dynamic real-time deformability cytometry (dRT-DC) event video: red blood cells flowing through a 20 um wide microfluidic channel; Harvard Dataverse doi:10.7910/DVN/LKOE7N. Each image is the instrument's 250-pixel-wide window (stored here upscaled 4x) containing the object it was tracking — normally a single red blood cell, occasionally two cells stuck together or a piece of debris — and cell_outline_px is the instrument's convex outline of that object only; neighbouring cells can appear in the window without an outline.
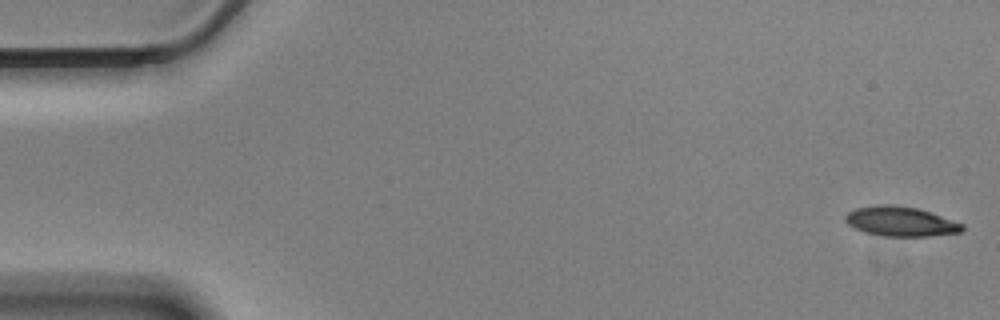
{"species": "Egyptian fruit bat (a non-hibernating species)", "species_latin": "Rousettus aegyptiacus", "temperature_condition": "cold", "stored_images_in_passage": 57, "camera_frame_rate_fps": 3000, "um_per_image_px": 0.085, "animal": {"sex": "male"}, "frame": {"image": 1, "passage_image": 1, "time_ms": 0.0, "image_size_px": [1000, 320], "cell_outline_px": [[964, 228], [960, 232], [928, 236], [884, 236], [864, 232], [848, 224], [844, 220], [844, 216], [848, 212], [856, 208], [876, 204], [892, 204], [920, 208], [964, 224]], "centroid_in_image_um": [76.54, 18.8], "position_along_channel_um": 8.5, "area_um2": 20.35}}
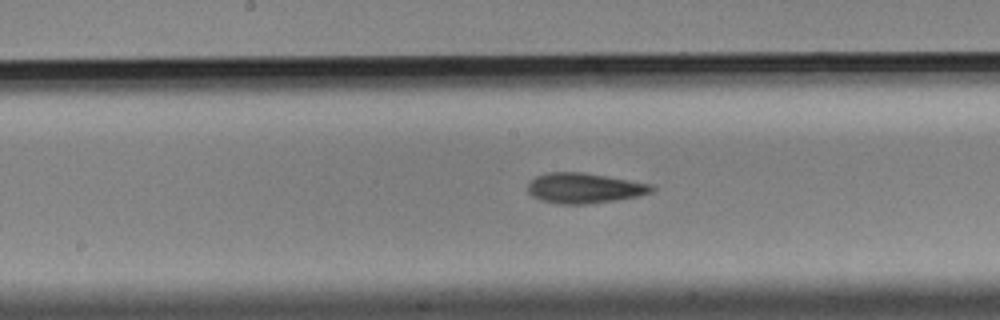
{"frame": {"image": 2, "passage_image": 29, "time_ms": 9.333, "image_size_px": [1000, 320], "cell_outline_px": [[656, 188], [652, 192], [640, 196], [616, 200], [588, 204], [560, 204], [540, 200], [532, 196], [528, 192], [528, 184], [536, 176], [544, 172], [584, 172], [652, 184]], "centroid_in_image_um": [49.67, 15.99], "position_along_channel_um": 198.5, "area_um2": 22.02}}
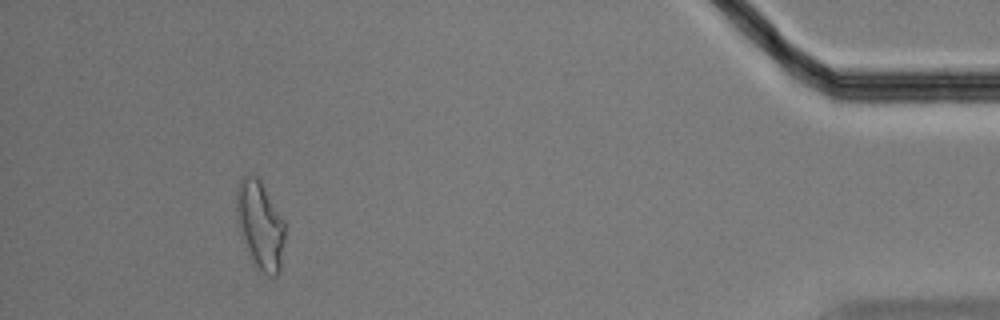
{"frame": {"image": 3, "passage_image": 53, "time_ms": 17.333, "image_size_px": [1000, 320], "cell_outline_px": [[284, 240], [280, 272], [276, 276], [268, 276], [252, 264], [240, 232], [236, 220], [236, 188], [244, 172], [256, 176], [260, 180], [284, 220]], "centroid_in_image_um": [22.09, 19.12], "position_along_channel_um": 413.1, "area_um2": 25.2}, "authors_computed_cell_mechanics": {"area_um2": 21.5016, "velocity_mm_per_s": 3.4561, "shape_relaxation_time_tau1_ms": 5.0801, "shape_relaxation_time_tau2_ms": 4.0642, "deformation_change_tau1": 0.1638, "deformation_change_tau2": 0.1268}}